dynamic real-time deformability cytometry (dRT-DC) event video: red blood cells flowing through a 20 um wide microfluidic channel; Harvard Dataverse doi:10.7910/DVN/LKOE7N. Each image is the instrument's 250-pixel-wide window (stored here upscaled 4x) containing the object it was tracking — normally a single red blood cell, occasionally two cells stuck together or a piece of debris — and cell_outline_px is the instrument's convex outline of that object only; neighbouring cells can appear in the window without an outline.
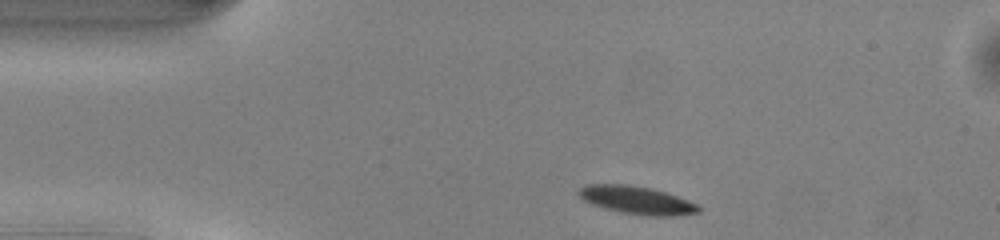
{"species": "common noctule bat (a hibernating species)", "species_latin": "Nyctalus noctula", "temperature_condition": "warm", "stored_images_in_passage": 41, "camera_frame_rate_fps": 3000, "um_per_image_px": 0.085, "animal": {"sex": "male", "body_mass_g": 13.0, "forearm_length_mm": 53.1}, "frame": {"image": 1, "passage_image": 1, "time_ms": 0.0, "image_size_px": [1000, 240], "cell_outline_px": [[700, 212], [672, 216], [648, 216], [624, 212], [592, 204], [584, 200], [576, 192], [584, 184], [628, 184], [652, 188], [700, 204]], "centroid_in_image_um": [54.14, 17.0], "position_along_channel_um": 30.9, "area_um2": 19.36}}
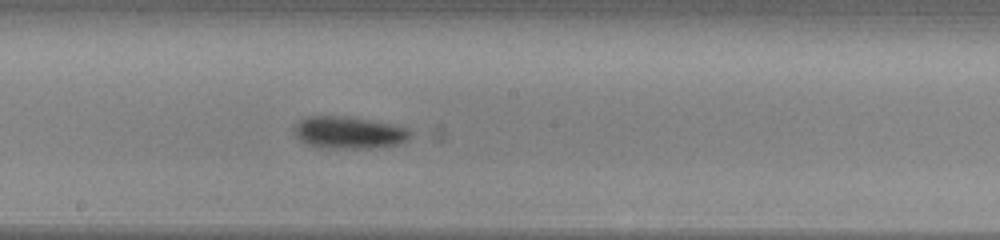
{"frame": {"image": 2, "passage_image": 18, "time_ms": 5.667, "image_size_px": [1000, 240], "cell_outline_px": [[412, 136], [408, 140], [396, 144], [368, 148], [320, 148], [308, 144], [300, 140], [296, 136], [292, 128], [300, 120], [308, 116], [344, 116], [392, 124], [408, 128], [412, 132]], "centroid_in_image_um": [29.64, 11.27], "position_along_channel_um": 218.6, "area_um2": 21.73}}
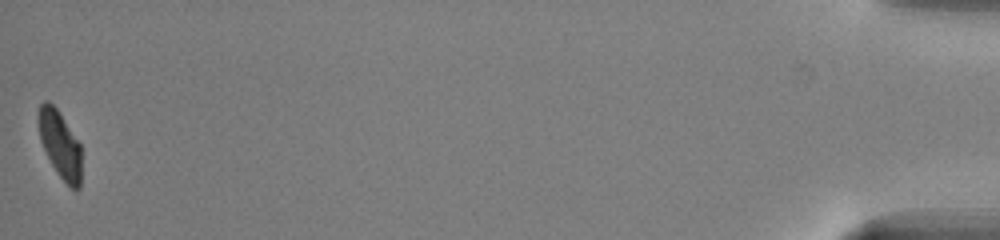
{"frame": {"image": 3, "passage_image": 41, "time_ms": 13.333, "image_size_px": [1000, 240], "cell_outline_px": [[80, 188], [76, 192], [60, 176], [52, 164], [40, 140], [36, 116], [40, 104], [44, 100], [48, 100], [56, 108], [80, 144]], "centroid_in_image_um": [5.06, 12.24], "position_along_channel_um": 430.1, "area_um2": 16.59}, "authors_computed_cell_mechanics": {"area_um2": 19.652, "velocity_mm_per_s": 4.1339, "shape_relaxation_time_tau1_ms": 3.8592, "shape_relaxation_time_tau2_ms": 9.6405, "deformation_change_tau1": 0.1338, "deformation_change_tau2": 0.2041}}